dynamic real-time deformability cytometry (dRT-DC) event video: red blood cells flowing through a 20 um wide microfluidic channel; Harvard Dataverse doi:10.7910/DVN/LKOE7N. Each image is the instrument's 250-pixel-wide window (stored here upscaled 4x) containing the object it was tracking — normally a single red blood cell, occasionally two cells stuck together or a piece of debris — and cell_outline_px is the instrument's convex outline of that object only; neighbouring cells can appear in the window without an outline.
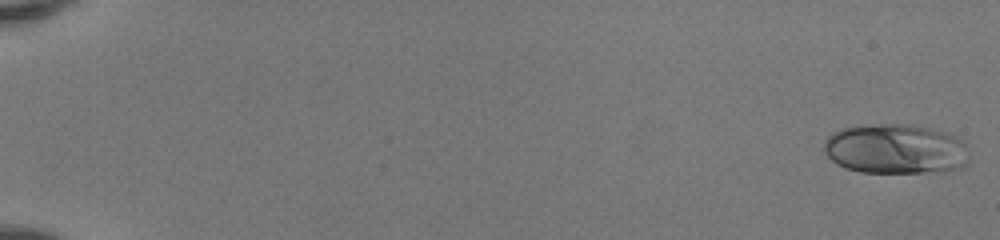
{"species": "human", "species_latin": "Homo sapiens", "temperature_condition": "room temperature", "stored_images_in_passage": 51, "camera_frame_rate_fps": 3000, "um_per_image_px": 0.085, "donor": {"sex": "female"}, "frame": {"image": 1, "passage_image": 1, "time_ms": 0.0, "image_size_px": [1000, 240], "cell_outline_px": [[968, 148], [964, 168], [944, 172], [860, 172], [844, 168], [836, 164], [828, 156], [824, 148], [824, 140], [832, 132], [840, 128], [880, 124], [912, 124], [944, 132], [956, 136]], "centroid_in_image_um": [76.11, 12.67], "position_along_channel_um": 8.9, "area_um2": 42.43}}
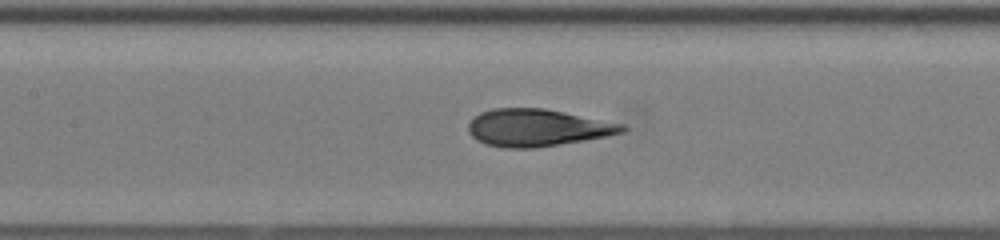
{"frame": {"image": 2, "passage_image": 26, "time_ms": 8.333, "image_size_px": [1000, 240], "cell_outline_px": [[628, 128], [624, 132], [584, 140], [560, 144], [532, 148], [508, 148], [484, 144], [476, 140], [468, 132], [468, 124], [480, 112], [492, 108], [544, 108], [624, 124]], "centroid_in_image_um": [45.64, 10.85], "position_along_channel_um": 161.8, "area_um2": 33.23}}
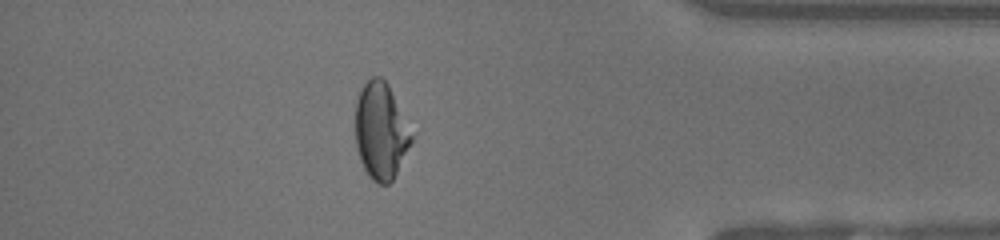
{"frame": {"image": 3, "passage_image": 45, "time_ms": 14.667, "image_size_px": [1000, 240], "cell_outline_px": [[412, 140], [392, 180], [388, 184], [380, 184], [372, 180], [368, 176], [360, 160], [356, 148], [356, 100], [364, 84], [372, 76], [380, 76], [388, 84], [412, 136]], "centroid_in_image_um": [32.33, 11.15], "position_along_channel_um": 402.9, "area_um2": 30.81}, "authors_computed_cell_mechanics": {"area_um2": 33.4662, "velocity_mm_per_s": 4.1857, "shape_relaxation_time_tau1_ms": 5.6492, "shape_relaxation_time_tau2_ms": null, "deformation_change_tau1": 0.2344, "deformation_change_tau2": null}}